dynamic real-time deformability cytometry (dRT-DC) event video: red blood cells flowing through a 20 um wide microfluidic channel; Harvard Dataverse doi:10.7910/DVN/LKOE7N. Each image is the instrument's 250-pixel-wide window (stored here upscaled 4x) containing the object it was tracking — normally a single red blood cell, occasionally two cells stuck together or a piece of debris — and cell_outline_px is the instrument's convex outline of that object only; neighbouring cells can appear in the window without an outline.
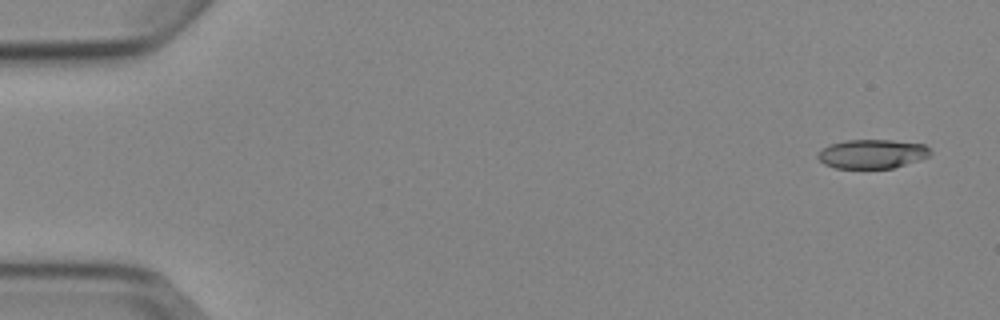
{"species": "Egyptian fruit bat (a non-hibernating species)", "species_latin": "Rousettus aegyptiacus", "temperature_condition": "cold", "stored_images_in_passage": 4, "camera_frame_rate_fps": 3000, "um_per_image_px": 0.085, "animal": {"sex": "female"}, "frame": {"image": 1, "passage_image": 1, "time_ms": 0.0, "image_size_px": [1000, 320], "cell_outline_px": [[932, 152], [928, 156], [892, 168], [836, 168], [824, 164], [816, 156], [816, 152], [828, 144], [844, 140], [892, 140], [924, 144]], "centroid_in_image_um": [74.06, 13.07], "position_along_channel_um": 10.9, "area_um2": 19.02}}
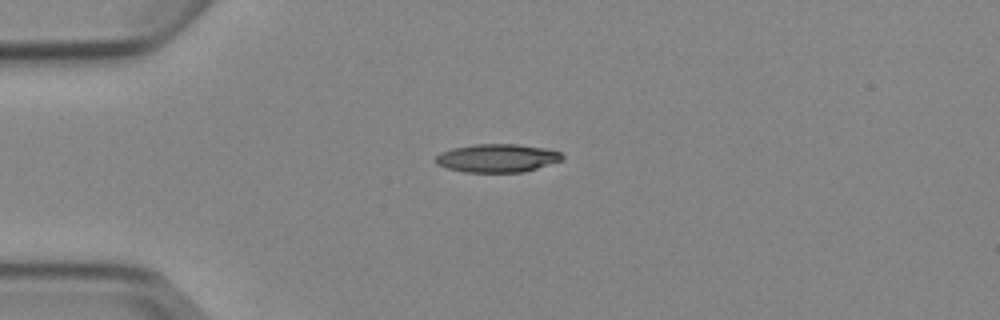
{"frame": {"image": 2, "passage_image": 4, "time_ms": 3.667, "image_size_px": [1000, 320], "cell_outline_px": [[564, 156], [560, 160], [524, 172], [464, 172], [448, 168], [436, 164], [432, 160], [440, 152], [452, 148], [472, 144], [516, 144], [544, 148], [560, 152]], "centroid_in_image_um": [42.19, 13.43], "position_along_channel_um": 42.8, "area_um2": 20.81}}